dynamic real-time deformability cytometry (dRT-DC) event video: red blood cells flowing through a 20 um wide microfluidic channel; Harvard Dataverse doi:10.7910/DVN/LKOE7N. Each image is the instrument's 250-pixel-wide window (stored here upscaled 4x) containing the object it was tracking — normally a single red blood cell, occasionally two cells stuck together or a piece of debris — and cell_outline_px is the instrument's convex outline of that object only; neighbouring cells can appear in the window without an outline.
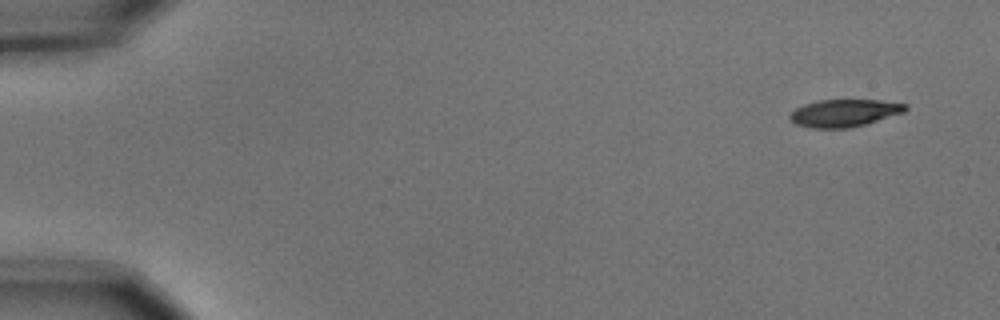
{"species": "common noctule bat (a hibernating species)", "species_latin": "Nyctalus noctula", "temperature_condition": "cold", "stored_images_in_passage": 6, "camera_frame_rate_fps": 3000, "um_per_image_px": 0.085, "animal": {"sex": "male", "body_mass_g": 15.6}, "frame": {"image": 1, "passage_image": 1, "time_ms": 0.0, "image_size_px": [1000, 320], "cell_outline_px": [[908, 108], [904, 112], [864, 124], [848, 128], [812, 128], [796, 124], [788, 116], [796, 108], [804, 104], [816, 100], [880, 100], [908, 104]], "centroid_in_image_um": [71.76, 9.59], "position_along_channel_um": 13.2, "area_um2": 18.32}}
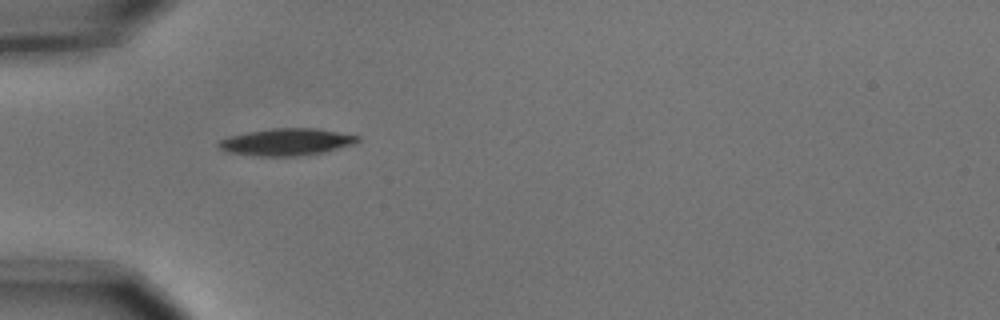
{"frame": {"image": 2, "passage_image": 5, "time_ms": 1.333, "image_size_px": [1000, 320], "cell_outline_px": [[360, 140], [352, 144], [324, 152], [300, 156], [256, 156], [224, 152], [216, 144], [220, 140], [228, 136], [248, 132], [272, 128], [316, 128], [360, 136]], "centroid_in_image_um": [24.31, 12.07], "position_along_channel_um": 60.7, "area_um2": 21.96}}
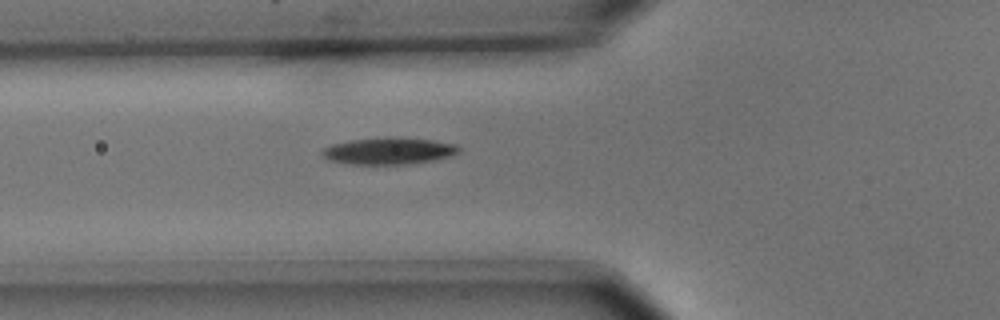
{"frame": {"image": 3, "passage_image": 6, "time_ms": 1.667, "image_size_px": [1000, 320], "cell_outline_px": [[460, 152], [452, 156], [436, 160], [404, 164], [348, 164], [328, 160], [320, 156], [320, 152], [324, 148], [332, 144], [348, 140], [384, 136], [432, 140], [456, 144], [460, 148]], "centroid_in_image_um": [33.01, 12.82], "position_along_channel_um": 92.8, "area_um2": 21.73}}